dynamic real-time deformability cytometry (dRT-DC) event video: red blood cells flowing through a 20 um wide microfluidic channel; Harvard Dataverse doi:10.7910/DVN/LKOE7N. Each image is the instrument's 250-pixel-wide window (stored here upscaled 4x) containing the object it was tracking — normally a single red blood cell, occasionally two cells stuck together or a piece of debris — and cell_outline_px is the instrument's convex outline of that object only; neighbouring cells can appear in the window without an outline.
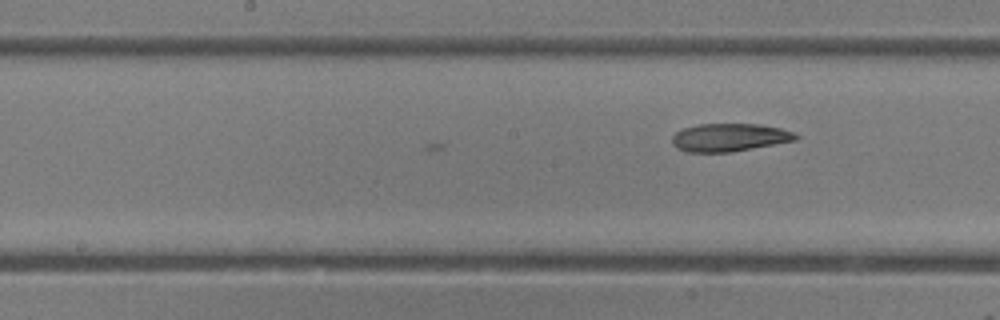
{"species": "common noctule bat (a hibernating species)", "species_latin": "Nyctalus noctula", "temperature_condition": "room temperature", "stored_images_in_passage": 9, "camera_frame_rate_fps": 3000, "um_per_image_px": 0.085, "animal": {"sex": "female"}, "frame": {"image": 1, "passage_image": 9, "time_ms": 2.667, "image_size_px": [1000, 320], "cell_outline_px": [[800, 136], [796, 140], [732, 152], [688, 152], [676, 148], [672, 144], [672, 136], [676, 132], [684, 128], [700, 124], [760, 124], [780, 128], [792, 132]], "centroid_in_image_um": [61.99, 11.68], "position_along_channel_um": 186.2, "area_um2": 20.11}}